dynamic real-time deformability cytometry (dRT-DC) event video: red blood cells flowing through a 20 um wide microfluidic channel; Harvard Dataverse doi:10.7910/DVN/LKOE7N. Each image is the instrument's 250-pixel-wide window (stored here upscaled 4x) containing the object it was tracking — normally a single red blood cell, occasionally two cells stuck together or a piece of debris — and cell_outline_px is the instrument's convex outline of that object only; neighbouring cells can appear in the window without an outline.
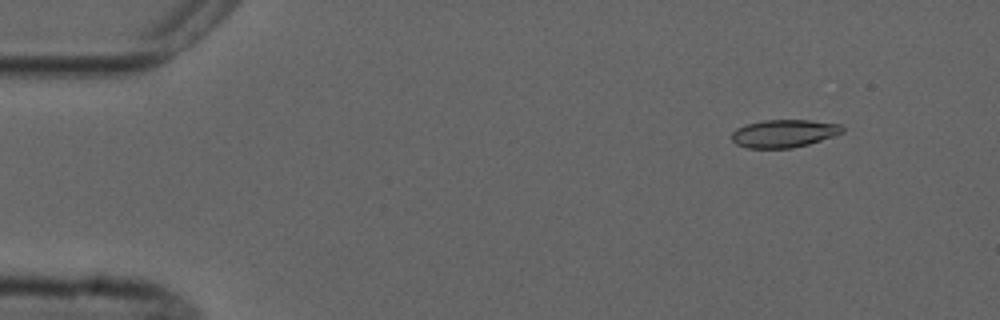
{"species": "common noctule bat (a hibernating species)", "species_latin": "Nyctalus noctula", "temperature_condition": "cold", "stored_images_in_passage": 9, "camera_frame_rate_fps": 3000, "um_per_image_px": 0.085, "animal": {"sex": "male", "forearm_length_mm": 52.5}, "frame": {"image": 1, "passage_image": 2, "time_ms": 1.0, "image_size_px": [1000, 320], "cell_outline_px": [[844, 132], [808, 144], [792, 148], [748, 148], [736, 144], [732, 140], [732, 132], [736, 128], [748, 124], [764, 120], [808, 120], [840, 124], [844, 128]], "centroid_in_image_um": [66.62, 11.34], "position_along_channel_um": 18.4, "area_um2": 17.8}}
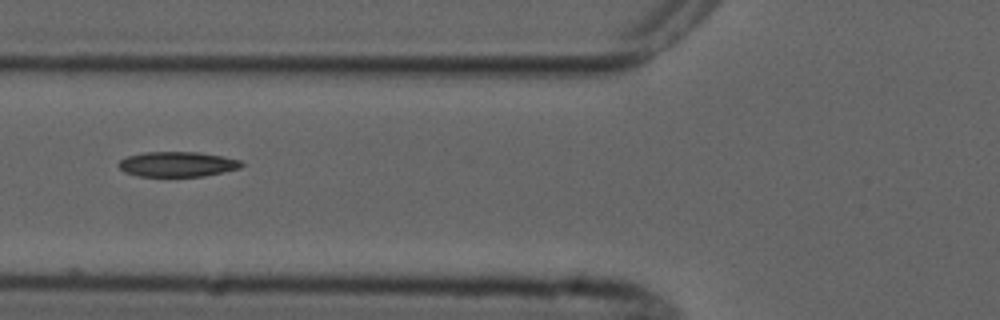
{"frame": {"image": 2, "passage_image": 6, "time_ms": 6.0, "image_size_px": [1000, 320], "cell_outline_px": [[244, 164], [240, 168], [204, 176], [140, 176], [124, 172], [116, 164], [120, 160], [128, 156], [140, 152], [200, 152], [224, 156], [240, 160]], "centroid_in_image_um": [15.07, 13.95], "position_along_channel_um": 110.7, "area_um2": 18.03}}
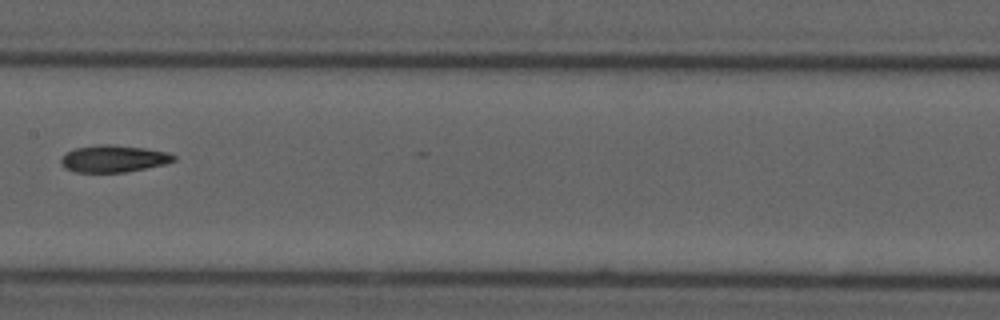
{"frame": {"image": 3, "passage_image": 8, "time_ms": 8.333, "image_size_px": [1000, 320], "cell_outline_px": [[176, 160], [164, 164], [124, 172], [76, 172], [64, 168], [60, 164], [60, 156], [64, 152], [76, 148], [100, 144], [112, 144], [144, 148], [168, 152], [176, 156]], "centroid_in_image_um": [9.6, 13.48], "position_along_channel_um": 197.8, "area_um2": 17.86}}